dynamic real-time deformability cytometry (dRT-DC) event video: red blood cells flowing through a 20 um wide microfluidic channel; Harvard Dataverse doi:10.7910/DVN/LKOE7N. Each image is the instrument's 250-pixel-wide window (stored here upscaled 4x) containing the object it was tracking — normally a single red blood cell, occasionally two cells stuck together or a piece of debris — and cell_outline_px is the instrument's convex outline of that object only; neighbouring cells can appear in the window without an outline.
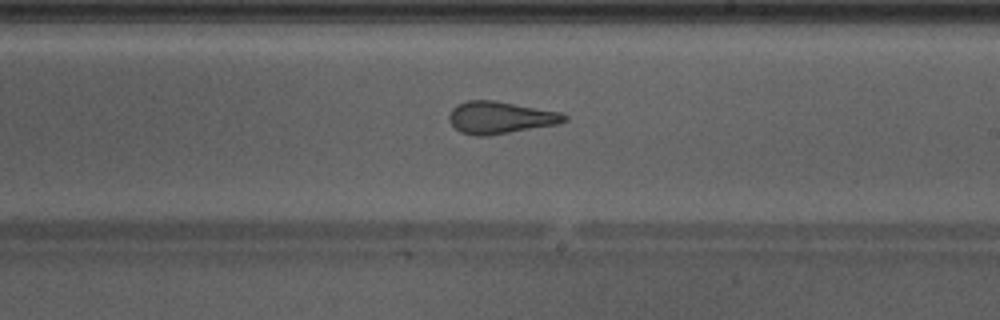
{"species": "Egyptian fruit bat (a non-hibernating species)", "species_latin": "Rousettus aegyptiacus", "temperature_condition": "warm", "stored_images_in_passage": 33, "camera_frame_rate_fps": 3000, "um_per_image_px": 0.085, "animal": {"sex": "male"}, "frame": {"image": 1, "passage_image": 19, "time_ms": 6.0, "image_size_px": [1000, 320], "cell_outline_px": [[568, 120], [556, 124], [488, 136], [476, 136], [460, 132], [448, 120], [448, 116], [452, 108], [456, 104], [468, 100], [492, 100], [560, 112], [568, 116]], "centroid_in_image_um": [42.48, 9.99], "position_along_channel_um": 246.5, "area_um2": 21.5}, "authors_computed_cell_mechanics": {"area_um2": 22.253, "velocity_mm_per_s": 4.2902, "shape_relaxation_time_tau1_ms": null, "shape_relaxation_time_tau2_ms": 1.2378, "deformation_change_tau1": null, "deformation_change_tau2": 0.1062}}